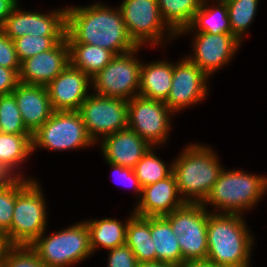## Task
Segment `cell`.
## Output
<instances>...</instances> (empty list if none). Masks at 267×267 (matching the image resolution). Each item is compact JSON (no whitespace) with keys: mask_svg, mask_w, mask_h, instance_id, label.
<instances>
[{"mask_svg":"<svg viewBox=\"0 0 267 267\" xmlns=\"http://www.w3.org/2000/svg\"><path fill=\"white\" fill-rule=\"evenodd\" d=\"M6 18L1 31L11 40L24 35L35 36H65L66 9L54 11L51 14H39L19 11L17 8Z\"/></svg>","mask_w":267,"mask_h":267,"instance_id":"obj_13","label":"cell"},{"mask_svg":"<svg viewBox=\"0 0 267 267\" xmlns=\"http://www.w3.org/2000/svg\"><path fill=\"white\" fill-rule=\"evenodd\" d=\"M69 63V44L65 37L52 49L23 60L19 82L46 87Z\"/></svg>","mask_w":267,"mask_h":267,"instance_id":"obj_15","label":"cell"},{"mask_svg":"<svg viewBox=\"0 0 267 267\" xmlns=\"http://www.w3.org/2000/svg\"><path fill=\"white\" fill-rule=\"evenodd\" d=\"M126 228V245L132 250L138 263L155 262L156 251L150 233V217L132 215Z\"/></svg>","mask_w":267,"mask_h":267,"instance_id":"obj_23","label":"cell"},{"mask_svg":"<svg viewBox=\"0 0 267 267\" xmlns=\"http://www.w3.org/2000/svg\"><path fill=\"white\" fill-rule=\"evenodd\" d=\"M138 264L134 253L126 244L110 249L108 267H137Z\"/></svg>","mask_w":267,"mask_h":267,"instance_id":"obj_36","label":"cell"},{"mask_svg":"<svg viewBox=\"0 0 267 267\" xmlns=\"http://www.w3.org/2000/svg\"><path fill=\"white\" fill-rule=\"evenodd\" d=\"M18 0H0V29L5 23L6 18L17 6Z\"/></svg>","mask_w":267,"mask_h":267,"instance_id":"obj_40","label":"cell"},{"mask_svg":"<svg viewBox=\"0 0 267 267\" xmlns=\"http://www.w3.org/2000/svg\"><path fill=\"white\" fill-rule=\"evenodd\" d=\"M217 162L210 148L196 144L186 148L172 164L179 194L190 196L185 198L186 203H203L223 169Z\"/></svg>","mask_w":267,"mask_h":267,"instance_id":"obj_3","label":"cell"},{"mask_svg":"<svg viewBox=\"0 0 267 267\" xmlns=\"http://www.w3.org/2000/svg\"><path fill=\"white\" fill-rule=\"evenodd\" d=\"M253 238L238 213L208 215L207 260L219 267H248Z\"/></svg>","mask_w":267,"mask_h":267,"instance_id":"obj_2","label":"cell"},{"mask_svg":"<svg viewBox=\"0 0 267 267\" xmlns=\"http://www.w3.org/2000/svg\"><path fill=\"white\" fill-rule=\"evenodd\" d=\"M19 83V75L13 70L0 66V96L12 93Z\"/></svg>","mask_w":267,"mask_h":267,"instance_id":"obj_38","label":"cell"},{"mask_svg":"<svg viewBox=\"0 0 267 267\" xmlns=\"http://www.w3.org/2000/svg\"><path fill=\"white\" fill-rule=\"evenodd\" d=\"M0 132L31 134L22 121L21 113L12 93L0 96Z\"/></svg>","mask_w":267,"mask_h":267,"instance_id":"obj_31","label":"cell"},{"mask_svg":"<svg viewBox=\"0 0 267 267\" xmlns=\"http://www.w3.org/2000/svg\"><path fill=\"white\" fill-rule=\"evenodd\" d=\"M89 232V244L91 251L98 245L110 250L126 244V225L121 222L105 218L100 221L86 222Z\"/></svg>","mask_w":267,"mask_h":267,"instance_id":"obj_26","label":"cell"},{"mask_svg":"<svg viewBox=\"0 0 267 267\" xmlns=\"http://www.w3.org/2000/svg\"><path fill=\"white\" fill-rule=\"evenodd\" d=\"M180 267H219L209 260H191L184 262Z\"/></svg>","mask_w":267,"mask_h":267,"instance_id":"obj_42","label":"cell"},{"mask_svg":"<svg viewBox=\"0 0 267 267\" xmlns=\"http://www.w3.org/2000/svg\"><path fill=\"white\" fill-rule=\"evenodd\" d=\"M206 0L202 2L201 7L195 12L190 25L180 33L190 31L189 29L198 26V32L210 34L231 33V24L228 14V7L224 0H219V7L214 10L205 6Z\"/></svg>","mask_w":267,"mask_h":267,"instance_id":"obj_27","label":"cell"},{"mask_svg":"<svg viewBox=\"0 0 267 267\" xmlns=\"http://www.w3.org/2000/svg\"><path fill=\"white\" fill-rule=\"evenodd\" d=\"M195 56L189 60L196 64L207 76L228 63L240 42L231 33L210 34L196 32Z\"/></svg>","mask_w":267,"mask_h":267,"instance_id":"obj_17","label":"cell"},{"mask_svg":"<svg viewBox=\"0 0 267 267\" xmlns=\"http://www.w3.org/2000/svg\"><path fill=\"white\" fill-rule=\"evenodd\" d=\"M90 77L80 69L68 66L46 87L54 111H78L89 96Z\"/></svg>","mask_w":267,"mask_h":267,"instance_id":"obj_16","label":"cell"},{"mask_svg":"<svg viewBox=\"0 0 267 267\" xmlns=\"http://www.w3.org/2000/svg\"><path fill=\"white\" fill-rule=\"evenodd\" d=\"M228 7L231 34L241 41V33L250 25L258 0H224Z\"/></svg>","mask_w":267,"mask_h":267,"instance_id":"obj_30","label":"cell"},{"mask_svg":"<svg viewBox=\"0 0 267 267\" xmlns=\"http://www.w3.org/2000/svg\"><path fill=\"white\" fill-rule=\"evenodd\" d=\"M109 165L112 168H114V173H117L118 175H120L125 180L126 179L131 180L135 190L137 192L142 193V187L139 184L138 178L136 177V174H135L133 168L123 167V166H120V165H117V164H113V163H109Z\"/></svg>","mask_w":267,"mask_h":267,"instance_id":"obj_39","label":"cell"},{"mask_svg":"<svg viewBox=\"0 0 267 267\" xmlns=\"http://www.w3.org/2000/svg\"><path fill=\"white\" fill-rule=\"evenodd\" d=\"M65 37L68 43L97 45L115 55L138 47L127 33L121 10L113 11L98 3L66 9Z\"/></svg>","mask_w":267,"mask_h":267,"instance_id":"obj_1","label":"cell"},{"mask_svg":"<svg viewBox=\"0 0 267 267\" xmlns=\"http://www.w3.org/2000/svg\"><path fill=\"white\" fill-rule=\"evenodd\" d=\"M28 182L25 181L20 187L0 189V230L7 233L9 241L16 195Z\"/></svg>","mask_w":267,"mask_h":267,"instance_id":"obj_33","label":"cell"},{"mask_svg":"<svg viewBox=\"0 0 267 267\" xmlns=\"http://www.w3.org/2000/svg\"><path fill=\"white\" fill-rule=\"evenodd\" d=\"M169 112L173 111L162 101L141 96L128 100V128L135 131L151 147L165 142L169 125Z\"/></svg>","mask_w":267,"mask_h":267,"instance_id":"obj_11","label":"cell"},{"mask_svg":"<svg viewBox=\"0 0 267 267\" xmlns=\"http://www.w3.org/2000/svg\"><path fill=\"white\" fill-rule=\"evenodd\" d=\"M151 150L152 148L133 168L142 188L163 180L173 173V167L166 169L164 162L157 158Z\"/></svg>","mask_w":267,"mask_h":267,"instance_id":"obj_29","label":"cell"},{"mask_svg":"<svg viewBox=\"0 0 267 267\" xmlns=\"http://www.w3.org/2000/svg\"><path fill=\"white\" fill-rule=\"evenodd\" d=\"M12 94L16 99L22 121L31 134L37 131L54 112L45 86L19 82Z\"/></svg>","mask_w":267,"mask_h":267,"instance_id":"obj_19","label":"cell"},{"mask_svg":"<svg viewBox=\"0 0 267 267\" xmlns=\"http://www.w3.org/2000/svg\"><path fill=\"white\" fill-rule=\"evenodd\" d=\"M70 64L92 78L116 55L97 45L68 43Z\"/></svg>","mask_w":267,"mask_h":267,"instance_id":"obj_24","label":"cell"},{"mask_svg":"<svg viewBox=\"0 0 267 267\" xmlns=\"http://www.w3.org/2000/svg\"><path fill=\"white\" fill-rule=\"evenodd\" d=\"M267 189L265 178L246 174L242 171L222 169L217 181L203 201L224 209L226 213H241V210L252 207ZM240 211V212H239Z\"/></svg>","mask_w":267,"mask_h":267,"instance_id":"obj_4","label":"cell"},{"mask_svg":"<svg viewBox=\"0 0 267 267\" xmlns=\"http://www.w3.org/2000/svg\"><path fill=\"white\" fill-rule=\"evenodd\" d=\"M119 9L127 33L137 46H142L145 40H152L155 44L161 42L165 22L157 0H124Z\"/></svg>","mask_w":267,"mask_h":267,"instance_id":"obj_12","label":"cell"},{"mask_svg":"<svg viewBox=\"0 0 267 267\" xmlns=\"http://www.w3.org/2000/svg\"><path fill=\"white\" fill-rule=\"evenodd\" d=\"M13 247L10 243L7 233L0 230V264L6 258L8 251Z\"/></svg>","mask_w":267,"mask_h":267,"instance_id":"obj_41","label":"cell"},{"mask_svg":"<svg viewBox=\"0 0 267 267\" xmlns=\"http://www.w3.org/2000/svg\"><path fill=\"white\" fill-rule=\"evenodd\" d=\"M78 111L94 143L97 133L106 137L128 127V101L121 98L89 95Z\"/></svg>","mask_w":267,"mask_h":267,"instance_id":"obj_10","label":"cell"},{"mask_svg":"<svg viewBox=\"0 0 267 267\" xmlns=\"http://www.w3.org/2000/svg\"><path fill=\"white\" fill-rule=\"evenodd\" d=\"M150 233L156 251V261L180 267L185 261L178 244V236L164 217H150Z\"/></svg>","mask_w":267,"mask_h":267,"instance_id":"obj_22","label":"cell"},{"mask_svg":"<svg viewBox=\"0 0 267 267\" xmlns=\"http://www.w3.org/2000/svg\"><path fill=\"white\" fill-rule=\"evenodd\" d=\"M141 65L138 96L165 102L171 90L173 64L154 62Z\"/></svg>","mask_w":267,"mask_h":267,"instance_id":"obj_21","label":"cell"},{"mask_svg":"<svg viewBox=\"0 0 267 267\" xmlns=\"http://www.w3.org/2000/svg\"><path fill=\"white\" fill-rule=\"evenodd\" d=\"M202 2L203 0H157L161 17L171 35H178L190 25Z\"/></svg>","mask_w":267,"mask_h":267,"instance_id":"obj_25","label":"cell"},{"mask_svg":"<svg viewBox=\"0 0 267 267\" xmlns=\"http://www.w3.org/2000/svg\"><path fill=\"white\" fill-rule=\"evenodd\" d=\"M90 138L79 111H54L51 117L32 134V150L44 147L67 150L89 146Z\"/></svg>","mask_w":267,"mask_h":267,"instance_id":"obj_8","label":"cell"},{"mask_svg":"<svg viewBox=\"0 0 267 267\" xmlns=\"http://www.w3.org/2000/svg\"><path fill=\"white\" fill-rule=\"evenodd\" d=\"M14 166L0 162V189L20 187L26 180L12 174Z\"/></svg>","mask_w":267,"mask_h":267,"instance_id":"obj_37","label":"cell"},{"mask_svg":"<svg viewBox=\"0 0 267 267\" xmlns=\"http://www.w3.org/2000/svg\"><path fill=\"white\" fill-rule=\"evenodd\" d=\"M102 151L107 163L134 168L152 148L130 128L103 137Z\"/></svg>","mask_w":267,"mask_h":267,"instance_id":"obj_20","label":"cell"},{"mask_svg":"<svg viewBox=\"0 0 267 267\" xmlns=\"http://www.w3.org/2000/svg\"><path fill=\"white\" fill-rule=\"evenodd\" d=\"M65 36H33L24 35L14 39V46L20 62L35 56L38 53L52 49L58 42L62 41Z\"/></svg>","mask_w":267,"mask_h":267,"instance_id":"obj_32","label":"cell"},{"mask_svg":"<svg viewBox=\"0 0 267 267\" xmlns=\"http://www.w3.org/2000/svg\"><path fill=\"white\" fill-rule=\"evenodd\" d=\"M0 66L13 69L18 75L21 62L18 59L14 42L0 30Z\"/></svg>","mask_w":267,"mask_h":267,"instance_id":"obj_35","label":"cell"},{"mask_svg":"<svg viewBox=\"0 0 267 267\" xmlns=\"http://www.w3.org/2000/svg\"><path fill=\"white\" fill-rule=\"evenodd\" d=\"M137 267H178V266L169 263L155 261V262L139 263Z\"/></svg>","mask_w":267,"mask_h":267,"instance_id":"obj_43","label":"cell"},{"mask_svg":"<svg viewBox=\"0 0 267 267\" xmlns=\"http://www.w3.org/2000/svg\"><path fill=\"white\" fill-rule=\"evenodd\" d=\"M33 152L32 134L0 132V162L17 166Z\"/></svg>","mask_w":267,"mask_h":267,"instance_id":"obj_28","label":"cell"},{"mask_svg":"<svg viewBox=\"0 0 267 267\" xmlns=\"http://www.w3.org/2000/svg\"><path fill=\"white\" fill-rule=\"evenodd\" d=\"M38 183L29 182L17 193L10 226L13 246H30L46 227V207Z\"/></svg>","mask_w":267,"mask_h":267,"instance_id":"obj_6","label":"cell"},{"mask_svg":"<svg viewBox=\"0 0 267 267\" xmlns=\"http://www.w3.org/2000/svg\"><path fill=\"white\" fill-rule=\"evenodd\" d=\"M138 48L139 46L130 52L116 55L91 78L98 95L121 98L126 101L138 96L134 90L139 89L140 86L142 64L132 57ZM132 93L135 94L130 96Z\"/></svg>","mask_w":267,"mask_h":267,"instance_id":"obj_9","label":"cell"},{"mask_svg":"<svg viewBox=\"0 0 267 267\" xmlns=\"http://www.w3.org/2000/svg\"><path fill=\"white\" fill-rule=\"evenodd\" d=\"M2 263L4 267H46L29 246H13Z\"/></svg>","mask_w":267,"mask_h":267,"instance_id":"obj_34","label":"cell"},{"mask_svg":"<svg viewBox=\"0 0 267 267\" xmlns=\"http://www.w3.org/2000/svg\"><path fill=\"white\" fill-rule=\"evenodd\" d=\"M178 192L173 173L163 180L144 186L142 194H140L142 198L137 204L134 214L142 217L166 216L186 203L184 196L176 198Z\"/></svg>","mask_w":267,"mask_h":267,"instance_id":"obj_18","label":"cell"},{"mask_svg":"<svg viewBox=\"0 0 267 267\" xmlns=\"http://www.w3.org/2000/svg\"><path fill=\"white\" fill-rule=\"evenodd\" d=\"M209 213L203 204L185 203L164 216L178 236L183 260H205L208 254L207 223Z\"/></svg>","mask_w":267,"mask_h":267,"instance_id":"obj_7","label":"cell"},{"mask_svg":"<svg viewBox=\"0 0 267 267\" xmlns=\"http://www.w3.org/2000/svg\"><path fill=\"white\" fill-rule=\"evenodd\" d=\"M179 63L173 67L171 90L164 102L173 112L197 103L207 92L208 76L188 58Z\"/></svg>","mask_w":267,"mask_h":267,"instance_id":"obj_14","label":"cell"},{"mask_svg":"<svg viewBox=\"0 0 267 267\" xmlns=\"http://www.w3.org/2000/svg\"><path fill=\"white\" fill-rule=\"evenodd\" d=\"M42 237L43 234L29 247L46 267H66L92 253L86 222L73 225L49 237Z\"/></svg>","mask_w":267,"mask_h":267,"instance_id":"obj_5","label":"cell"}]
</instances>
